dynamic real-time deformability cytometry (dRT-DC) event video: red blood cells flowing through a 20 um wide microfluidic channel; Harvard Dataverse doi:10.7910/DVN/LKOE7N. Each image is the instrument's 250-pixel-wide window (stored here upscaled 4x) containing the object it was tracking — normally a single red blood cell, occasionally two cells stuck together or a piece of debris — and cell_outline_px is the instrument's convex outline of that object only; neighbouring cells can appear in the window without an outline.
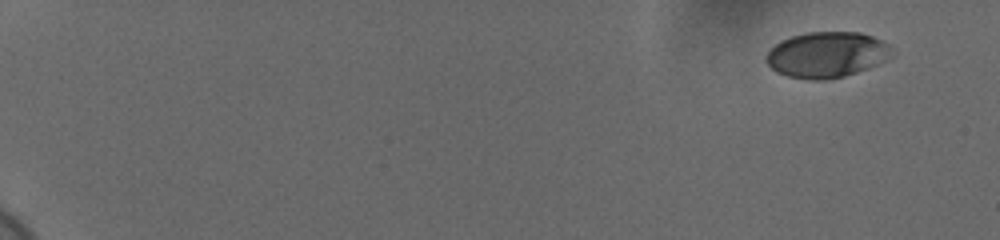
{"species": "human", "species_latin": "Homo sapiens", "temperature_condition": "cold", "stored_images_in_passage": 19, "camera_frame_rate_fps": 3000, "um_per_image_px": 0.085, "donor": {"sex": "female"}, "frame": {"image": 1, "passage_image": 1, "time_ms": 0.0, "image_size_px": [1000, 240], "cell_outline_px": [[896, 56], [888, 60], [868, 68], [832, 80], [808, 80], [788, 76], [776, 72], [764, 60], [764, 56], [776, 44], [792, 36], [808, 32], [860, 32], [884, 40], [896, 52]], "centroid_in_image_um": [70.34, 4.66], "position_along_channel_um": 14.7, "area_um2": 33.99}}
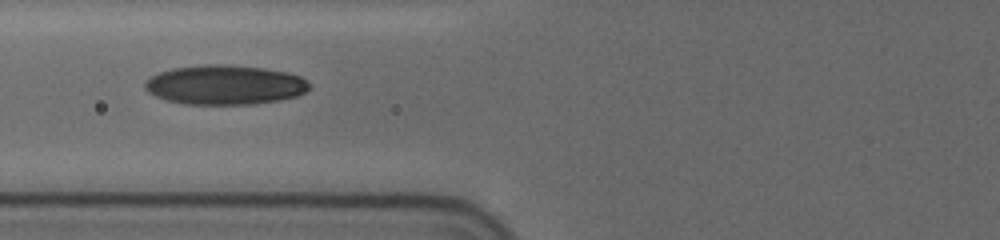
{"frame": {"image": 2, "passage_image": 14, "time_ms": 4.333, "image_size_px": [1000, 240], "cell_outline_px": [[312, 88], [296, 96], [280, 100], [256, 104], [184, 104], [168, 100], [156, 96], [148, 92], [144, 88], [144, 84], [152, 76], [160, 72], [172, 68], [208, 64], [228, 64], [264, 68], [284, 72], [300, 76], [312, 84]], "centroid_in_image_um": [19.15, 7.21], "position_along_channel_um": 106.7, "area_um2": 37.92}}
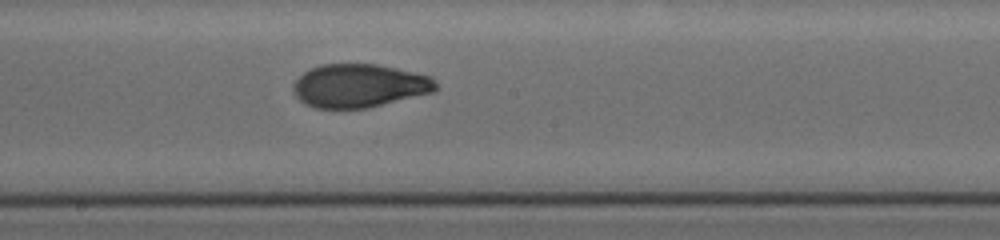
{"frame": {"image": 3, "passage_image": 19, "time_ms": 6.0, "image_size_px": [1000, 240], "cell_outline_px": [[440, 88], [432, 92], [368, 108], [316, 108], [304, 104], [296, 96], [292, 88], [292, 84], [304, 72], [320, 64], [376, 64], [396, 68], [432, 76]], "centroid_in_image_um": [30.54, 7.28], "position_along_channel_um": 217.7, "area_um2": 36.13}}